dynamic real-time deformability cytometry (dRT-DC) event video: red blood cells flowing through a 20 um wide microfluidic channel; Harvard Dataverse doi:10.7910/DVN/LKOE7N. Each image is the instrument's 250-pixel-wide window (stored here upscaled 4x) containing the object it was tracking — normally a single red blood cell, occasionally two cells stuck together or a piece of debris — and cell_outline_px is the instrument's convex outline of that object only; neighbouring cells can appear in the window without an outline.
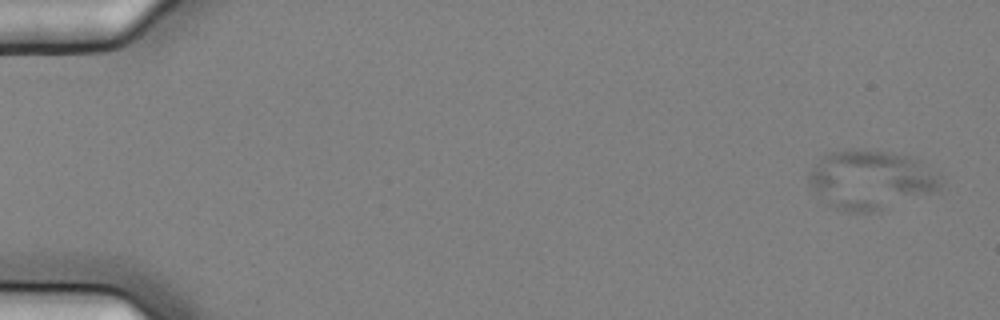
{"species": "common noctule bat (a hibernating species)", "species_latin": "Nyctalus noctula", "temperature_condition": "cold", "stored_images_in_passage": 7, "camera_frame_rate_fps": 3000, "um_per_image_px": 0.085, "animal": {"sex": "female", "body_mass_g": 25.1}, "frame": {"image": 1, "passage_image": 1, "time_ms": 0.0, "image_size_px": [1000, 320], "cell_outline_px": [[944, 184], [932, 192], [868, 212], [848, 212], [836, 208], [828, 204], [808, 184], [808, 176], [812, 168], [828, 152], [884, 152], [912, 156], [920, 160], [940, 172], [944, 180]], "centroid_in_image_um": [74.07, 15.28], "position_along_channel_um": 10.9, "area_um2": 44.16}}
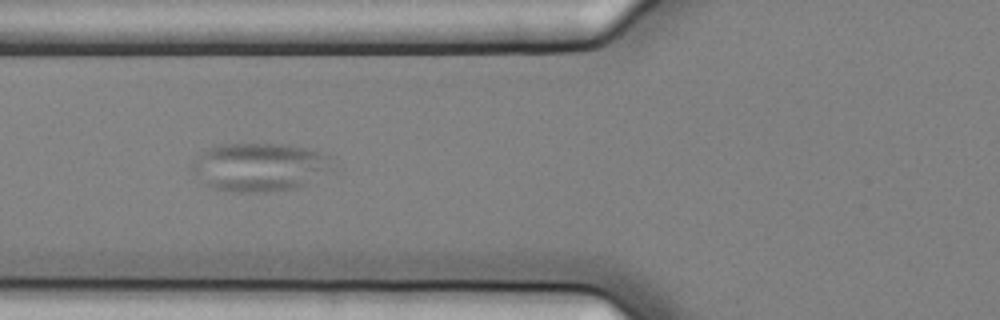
{"frame": {"image": 2, "passage_image": 6, "time_ms": 1.667, "image_size_px": [1000, 320], "cell_outline_px": [[336, 156], [324, 172], [304, 184], [296, 188], [268, 192], [236, 192], [212, 188], [196, 176], [188, 168], [208, 148], [216, 144], [288, 144], [312, 148]], "centroid_in_image_um": [22.06, 14.18], "position_along_channel_um": 103.7, "area_um2": 39.59}}
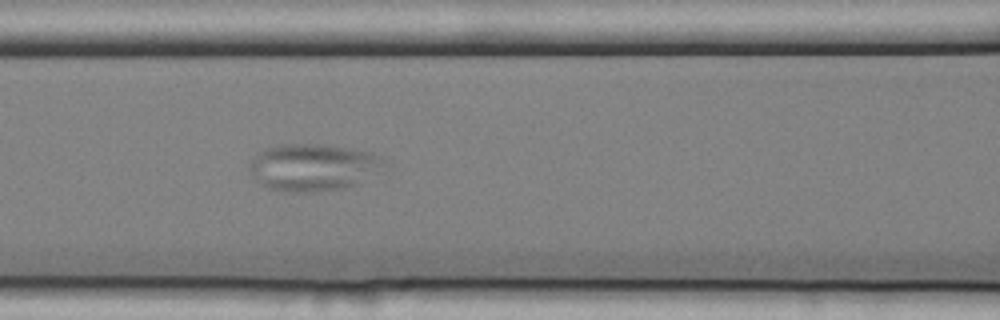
{"frame": {"image": 3, "passage_image": 7, "time_ms": 2.0, "image_size_px": [1000, 320], "cell_outline_px": [[388, 172], [356, 184], [344, 188], [320, 192], [284, 192], [268, 188], [260, 184], [248, 168], [256, 152], [264, 148], [280, 144], [316, 144], [348, 148], [372, 152], [388, 160]], "centroid_in_image_um": [26.73, 14.23], "position_along_channel_um": 139.9, "area_um2": 38.09}}